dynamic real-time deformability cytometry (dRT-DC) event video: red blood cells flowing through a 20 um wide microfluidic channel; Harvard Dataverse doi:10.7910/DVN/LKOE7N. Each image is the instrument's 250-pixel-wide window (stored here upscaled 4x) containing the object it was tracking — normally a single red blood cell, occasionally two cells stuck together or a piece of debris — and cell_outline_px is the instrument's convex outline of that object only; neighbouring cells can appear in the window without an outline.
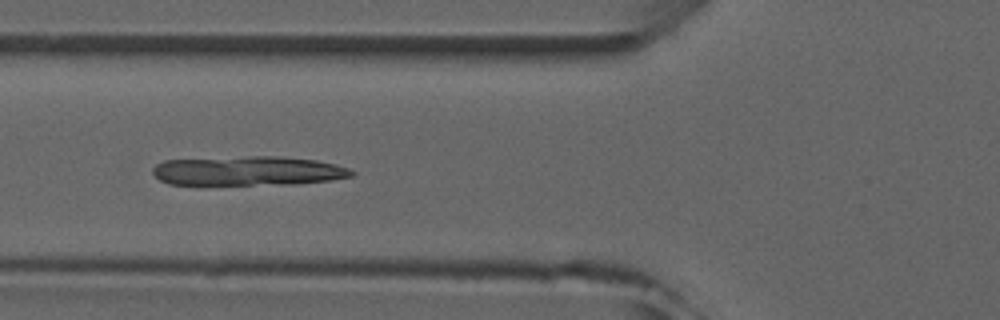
{"species": "common noctule bat (a hibernating species)", "species_latin": "Nyctalus noctula", "temperature_condition": "room temperature", "stored_images_in_passage": 5, "camera_frame_rate_fps": 3000, "um_per_image_px": 0.085, "animal": {"sex": "male", "forearm_length_mm": 52.5}, "frame": {"image": 1, "passage_image": 5, "time_ms": 5.667, "image_size_px": [1000, 320], "cell_outline_px": [[356, 172], [352, 176], [332, 180], [292, 184], [200, 188], [168, 184], [160, 180], [152, 172], [152, 168], [156, 164], [164, 160], [248, 156], [280, 156], [316, 160], [336, 164], [348, 168]], "centroid_in_image_um": [20.98, 14.58], "position_along_channel_um": 104.8, "area_um2": 35.84}}